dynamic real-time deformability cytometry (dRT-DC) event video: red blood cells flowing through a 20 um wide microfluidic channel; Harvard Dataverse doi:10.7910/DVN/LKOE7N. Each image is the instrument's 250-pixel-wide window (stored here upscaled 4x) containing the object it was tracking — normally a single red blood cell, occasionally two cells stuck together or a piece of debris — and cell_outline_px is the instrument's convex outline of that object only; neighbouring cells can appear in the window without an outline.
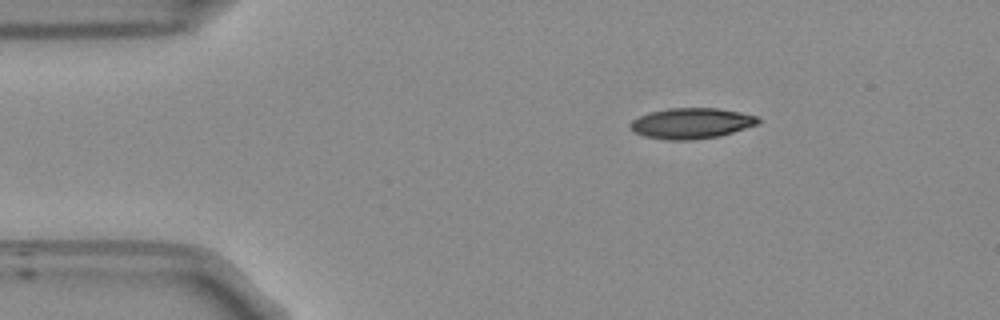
{"species": "Egyptian fruit bat (a non-hibernating species)", "species_latin": "Rousettus aegyptiacus", "temperature_condition": "room temperature", "stored_images_in_passage": 43, "camera_frame_rate_fps": 3000, "um_per_image_px": 0.085, "frame": {"image": 1, "passage_image": 1, "time_ms": 0.0, "image_size_px": [1000, 320], "cell_outline_px": [[760, 124], [720, 136], [692, 140], [664, 140], [644, 136], [636, 132], [632, 128], [632, 120], [640, 116], [652, 112], [668, 108], [716, 108], [740, 112], [756, 116], [760, 120]], "centroid_in_image_um": [58.82, 10.49], "position_along_channel_um": 26.2, "area_um2": 22.72}}
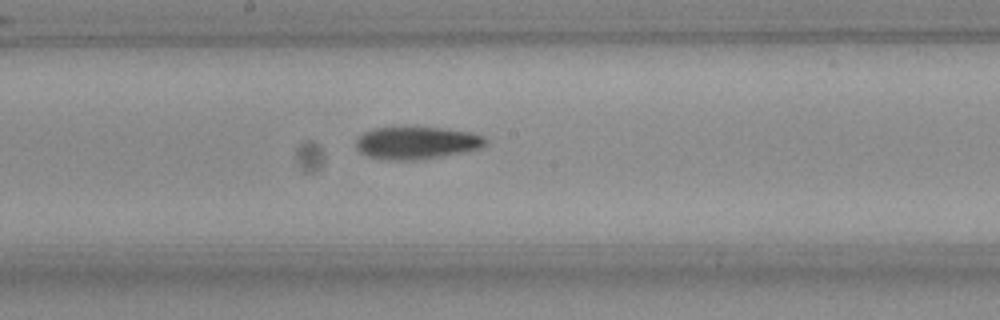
{"frame": {"image": 2, "passage_image": 20, "time_ms": 6.333, "image_size_px": [1000, 320], "cell_outline_px": [[488, 140], [480, 148], [464, 152], [440, 156], [412, 160], [392, 160], [368, 156], [360, 152], [356, 148], [356, 140], [364, 132], [372, 128], [444, 128], [472, 132]], "centroid_in_image_um": [35.4, 12.14], "position_along_channel_um": 212.8, "area_um2": 24.1}}
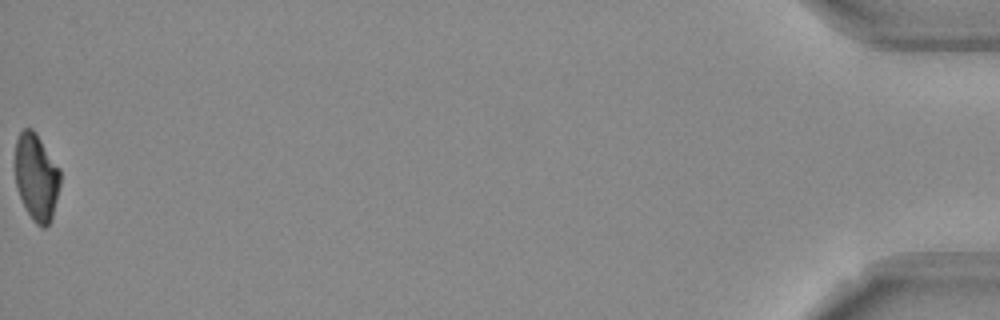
{"frame": {"image": 3, "passage_image": 43, "time_ms": 14.0, "image_size_px": [1000, 320], "cell_outline_px": [[60, 184], [52, 220], [44, 228], [40, 228], [32, 220], [20, 196], [16, 184], [16, 140], [20, 132], [24, 128], [32, 128], [36, 132], [60, 168]], "centroid_in_image_um": [3.12, 15.06], "position_along_channel_um": 432.1, "area_um2": 22.83}, "authors_computed_cell_mechanics": {"area_um2": 23.8714, "velocity_mm_per_s": 3.8206, "shape_relaxation_time_tau1_ms": 7.6186, "shape_relaxation_time_tau2_ms": 4.3855, "deformation_change_tau1": 0.2113, "deformation_change_tau2": 0.1229}}